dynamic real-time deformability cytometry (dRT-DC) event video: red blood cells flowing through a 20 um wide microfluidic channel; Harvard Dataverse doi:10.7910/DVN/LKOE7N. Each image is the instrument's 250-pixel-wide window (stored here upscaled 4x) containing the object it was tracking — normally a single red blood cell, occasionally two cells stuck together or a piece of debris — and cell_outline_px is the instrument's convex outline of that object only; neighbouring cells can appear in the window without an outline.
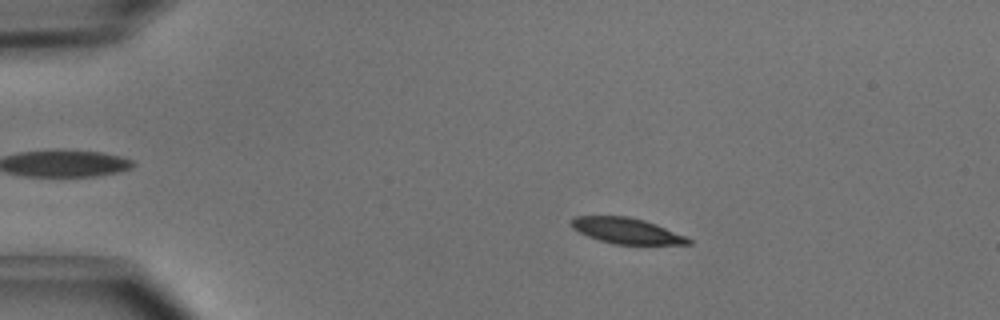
{"species": "common noctule bat (a hibernating species)", "species_latin": "Nyctalus noctula", "temperature_condition": "cold", "stored_images_in_passage": 5, "camera_frame_rate_fps": 3000, "um_per_image_px": 0.085, "animal": {"sex": "male", "body_mass_g": 15.6}, "frame": {"image": 1, "passage_image": 3, "time_ms": 0.667, "image_size_px": [1000, 320], "cell_outline_px": [[692, 244], [612, 244], [588, 236], [572, 228], [568, 224], [576, 216], [628, 216], [644, 220], [656, 224], [688, 236], [692, 240]], "centroid_in_image_um": [53.28, 19.61], "position_along_channel_um": 31.7, "area_um2": 17.63}}
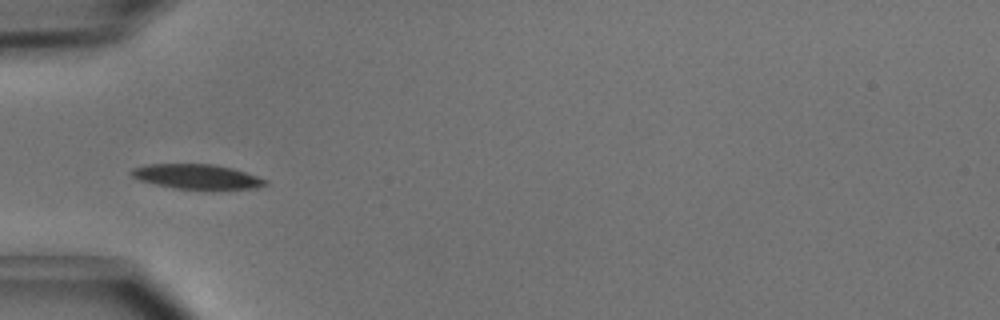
{"frame": {"image": 2, "passage_image": 5, "time_ms": 1.333, "image_size_px": [1000, 320], "cell_outline_px": [[268, 184], [256, 188], [176, 188], [156, 184], [140, 180], [132, 176], [128, 172], [132, 168], [144, 164], [216, 164], [232, 168], [268, 180]], "centroid_in_image_um": [16.69, 14.98], "position_along_channel_um": 68.3, "area_um2": 18.96}}